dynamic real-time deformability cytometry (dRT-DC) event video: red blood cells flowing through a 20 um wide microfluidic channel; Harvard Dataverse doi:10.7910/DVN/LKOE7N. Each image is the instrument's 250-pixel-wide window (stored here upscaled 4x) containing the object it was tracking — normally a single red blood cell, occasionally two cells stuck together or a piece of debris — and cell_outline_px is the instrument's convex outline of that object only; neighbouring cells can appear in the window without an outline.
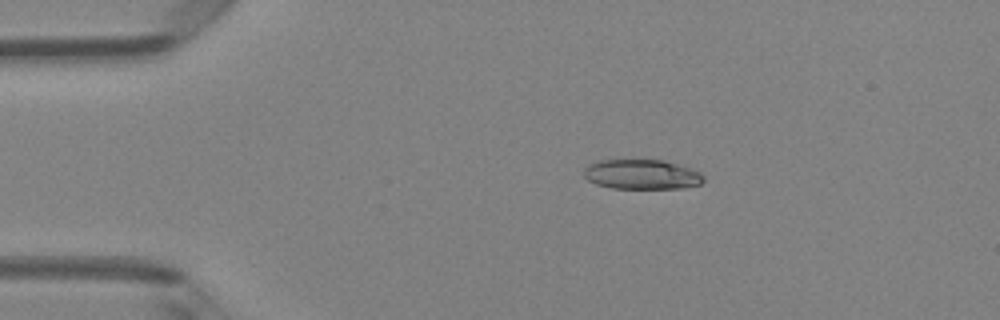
{"species": "Egyptian fruit bat (a non-hibernating species)", "species_latin": "Rousettus aegyptiacus", "temperature_condition": "room temperature", "stored_images_in_passage": 4, "camera_frame_rate_fps": 3000, "um_per_image_px": 0.085, "animal": {"sex": "female"}, "frame": {"image": 1, "passage_image": 2, "time_ms": 1.0, "image_size_px": [1000, 320], "cell_outline_px": [[704, 180], [700, 184], [684, 188], [612, 188], [596, 184], [588, 180], [584, 176], [584, 168], [588, 164], [600, 160], [664, 160], [692, 168], [700, 172], [704, 176]], "centroid_in_image_um": [54.57, 14.82], "position_along_channel_um": 30.4, "area_um2": 20.87}}
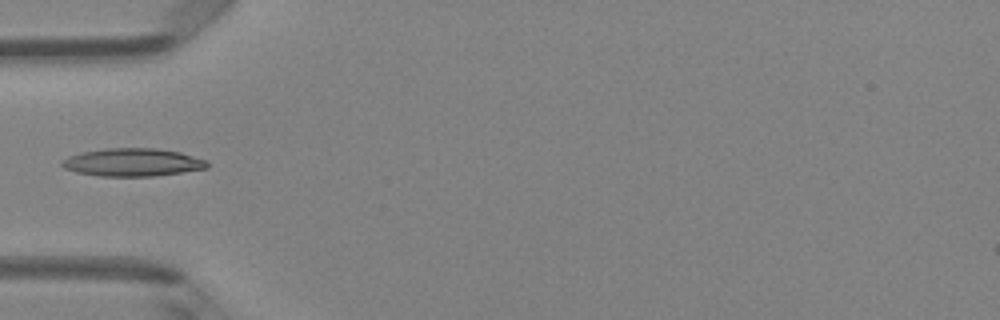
{"frame": {"image": 2, "passage_image": 4, "time_ms": 3.333, "image_size_px": [1000, 320], "cell_outline_px": [[208, 168], [156, 176], [100, 176], [76, 172], [64, 168], [60, 164], [68, 156], [80, 152], [104, 148], [156, 148], [180, 152], [208, 160]], "centroid_in_image_um": [11.28, 13.79], "position_along_channel_um": 73.7, "area_um2": 23.76}}